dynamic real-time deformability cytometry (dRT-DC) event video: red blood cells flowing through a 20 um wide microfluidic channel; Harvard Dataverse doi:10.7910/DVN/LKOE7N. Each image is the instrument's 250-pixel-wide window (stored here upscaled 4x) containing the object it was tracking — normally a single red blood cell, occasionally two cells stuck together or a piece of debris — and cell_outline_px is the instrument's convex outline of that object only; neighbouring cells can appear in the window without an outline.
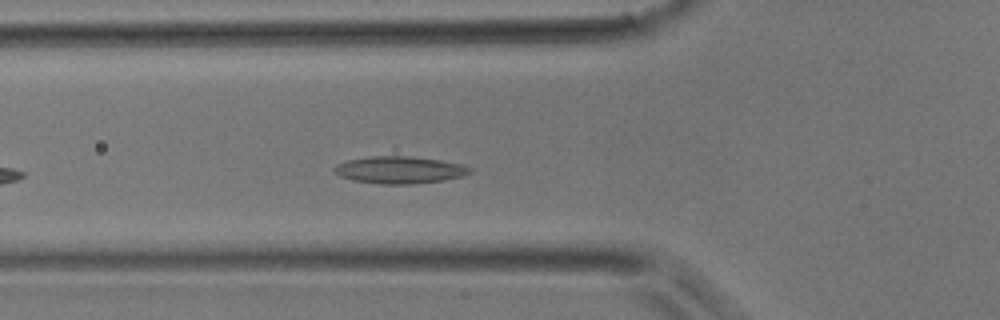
{"species": "common noctule bat (a hibernating species)", "species_latin": "Nyctalus noctula", "temperature_condition": "room temperature", "stored_images_in_passage": 27, "camera_frame_rate_fps": 3000, "um_per_image_px": 0.085, "animal": {"sex": "male", "body_mass_g": 17.9}, "frame": {"image": 1, "passage_image": 2, "time_ms": 0.333, "image_size_px": [1000, 320], "cell_outline_px": [[472, 172], [464, 176], [444, 180], [412, 184], [380, 184], [352, 180], [340, 176], [332, 168], [336, 164], [348, 160], [368, 156], [408, 156], [440, 160], [464, 164], [472, 168]], "centroid_in_image_um": [33.99, 14.44], "position_along_channel_um": 91.8, "area_um2": 21.62}}
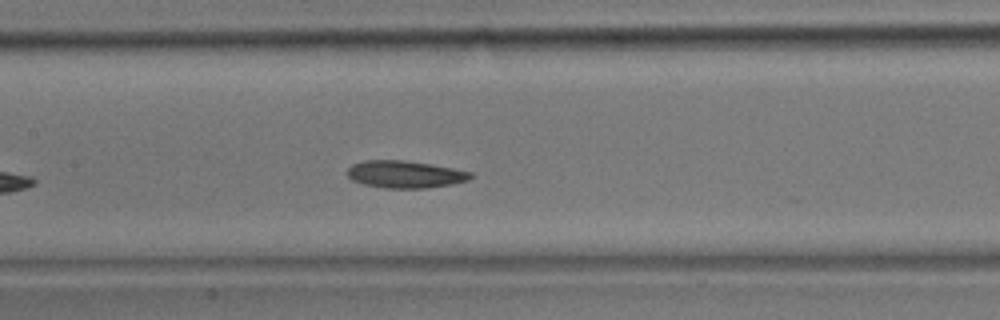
{"frame": {"image": 2, "passage_image": 7, "time_ms": 2.0, "image_size_px": [1000, 320], "cell_outline_px": [[472, 176], [468, 180], [452, 184], [428, 188], [384, 188], [364, 184], [352, 180], [348, 176], [348, 168], [352, 164], [364, 160], [404, 160], [452, 168], [472, 172]], "centroid_in_image_um": [34.41, 14.82], "position_along_channel_um": 173.0, "area_um2": 19.48}}
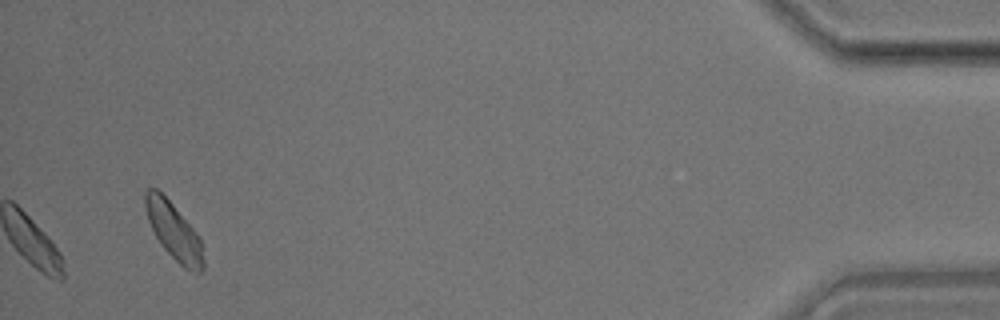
{"frame": {"image": 3, "passage_image": 27, "time_ms": 8.667, "image_size_px": [1000, 320], "cell_outline_px": [[204, 268], [200, 272], [192, 272], [184, 268], [160, 244], [148, 220], [144, 204], [144, 192], [148, 188], [156, 188], [172, 204], [196, 232], [200, 240], [204, 260]], "centroid_in_image_um": [14.76, 19.65], "position_along_channel_um": 420.4, "area_um2": 18.9}}